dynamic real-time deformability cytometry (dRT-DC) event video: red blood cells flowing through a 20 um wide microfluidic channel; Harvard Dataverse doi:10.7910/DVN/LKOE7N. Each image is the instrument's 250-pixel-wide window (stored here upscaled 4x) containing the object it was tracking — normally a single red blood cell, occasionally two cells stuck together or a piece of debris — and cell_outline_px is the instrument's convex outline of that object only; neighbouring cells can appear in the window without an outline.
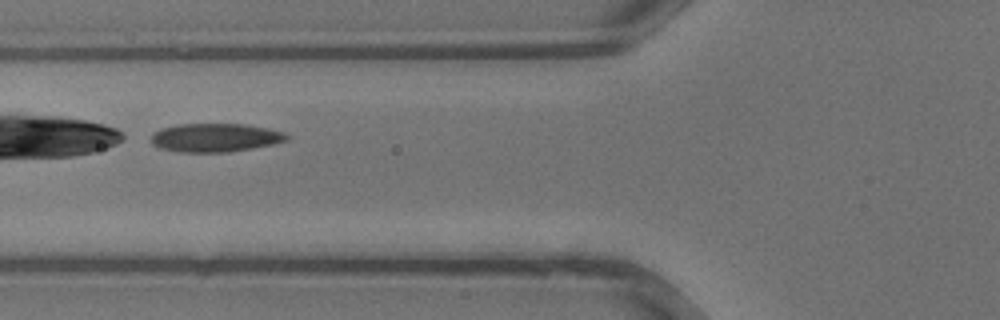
{"species": "common noctule bat (a hibernating species)", "species_latin": "Nyctalus noctula", "temperature_condition": "warm", "stored_images_in_passage": 12, "camera_frame_rate_fps": 3000, "um_per_image_px": 0.085, "animal": {"sex": "male", "body_mass_g": 13.3}, "frame": {"image": 1, "passage_image": 4, "time_ms": 1.0, "image_size_px": [1000, 320], "cell_outline_px": [[292, 136], [288, 140], [272, 144], [252, 148], [228, 152], [176, 152], [160, 148], [152, 144], [152, 132], [160, 128], [180, 124], [244, 124], [268, 128], [284, 132]], "centroid_in_image_um": [18.3, 11.7], "position_along_channel_um": 107.5, "area_um2": 22.72}}
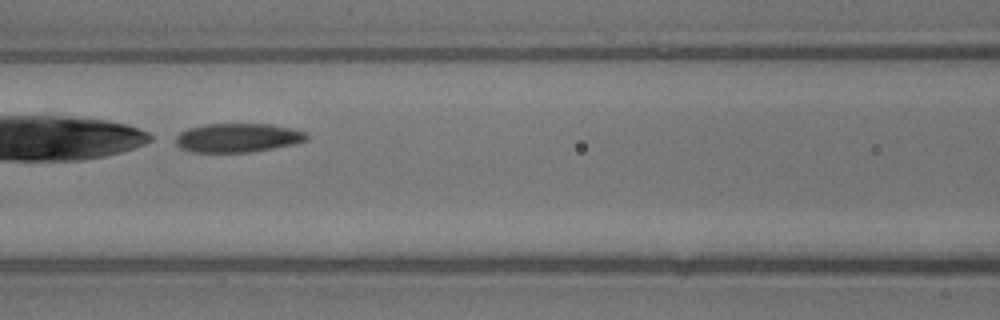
{"frame": {"image": 2, "passage_image": 6, "time_ms": 1.667, "image_size_px": [1000, 320], "cell_outline_px": [[308, 140], [292, 144], [252, 152], [192, 152], [180, 148], [176, 144], [176, 136], [180, 132], [188, 128], [204, 124], [272, 124], [292, 128], [308, 132]], "centroid_in_image_um": [20.22, 11.7], "position_along_channel_um": 146.4, "area_um2": 22.2}}